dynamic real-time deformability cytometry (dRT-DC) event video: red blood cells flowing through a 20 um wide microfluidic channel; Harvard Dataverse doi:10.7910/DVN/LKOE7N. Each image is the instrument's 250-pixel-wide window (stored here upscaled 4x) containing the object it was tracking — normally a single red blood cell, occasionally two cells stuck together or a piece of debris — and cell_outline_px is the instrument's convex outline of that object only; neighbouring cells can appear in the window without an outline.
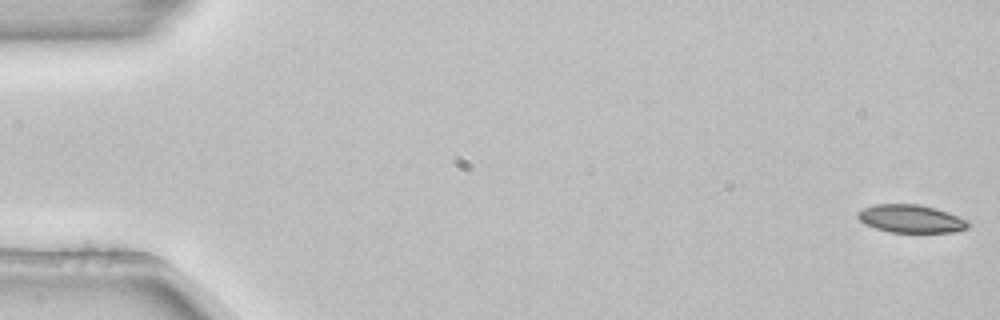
{"species": "common noctule bat (a hibernating species)", "species_latin": "Nyctalus noctula", "temperature_condition": "room temperature", "stored_images_in_passage": 5, "camera_frame_rate_fps": 3000, "um_per_image_px": 0.085, "animal": {"sex": "female", "body_mass_g": 22.7, "forearm_length_mm": 54.2}, "frame": {"image": 1, "passage_image": 1, "time_ms": 0.0, "image_size_px": [1000, 320], "cell_outline_px": [[972, 224], [968, 228], [952, 232], [888, 232], [864, 224], [856, 216], [856, 212], [872, 204], [920, 204], [936, 208], [948, 212], [968, 220]], "centroid_in_image_um": [77.43, 18.59], "position_along_channel_um": 7.6, "area_um2": 18.21}}
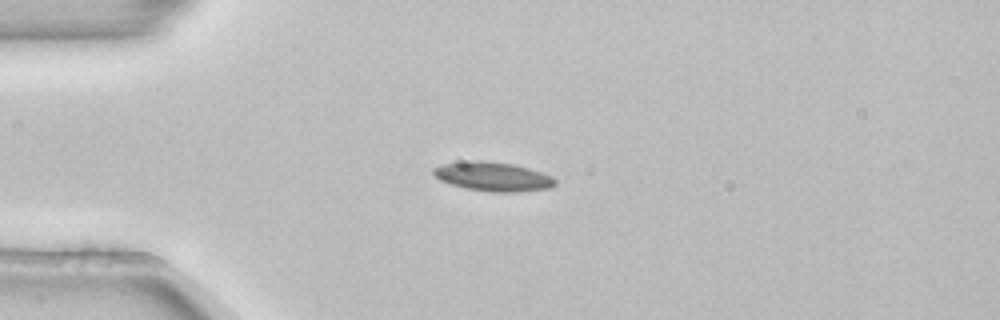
{"frame": {"image": 2, "passage_image": 4, "time_ms": 1.0, "image_size_px": [1000, 320], "cell_outline_px": [[556, 184], [552, 188], [516, 192], [492, 192], [464, 188], [440, 180], [432, 172], [432, 168], [444, 164], [472, 160], [480, 160], [512, 164], [528, 168], [552, 176], [556, 180]], "centroid_in_image_um": [41.92, 15.01], "position_along_channel_um": 43.1, "area_um2": 20.58}}